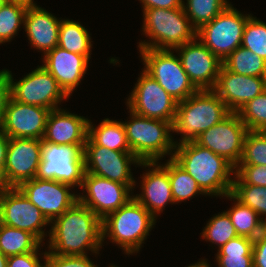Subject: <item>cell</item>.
I'll return each instance as SVG.
<instances>
[{"mask_svg": "<svg viewBox=\"0 0 266 267\" xmlns=\"http://www.w3.org/2000/svg\"><path fill=\"white\" fill-rule=\"evenodd\" d=\"M50 224L49 252L56 255L99 254L102 247V220L77 201Z\"/></svg>", "mask_w": 266, "mask_h": 267, "instance_id": "1", "label": "cell"}, {"mask_svg": "<svg viewBox=\"0 0 266 267\" xmlns=\"http://www.w3.org/2000/svg\"><path fill=\"white\" fill-rule=\"evenodd\" d=\"M173 159L197 182L206 195L231 193L235 167L222 156L195 141L176 142Z\"/></svg>", "mask_w": 266, "mask_h": 267, "instance_id": "2", "label": "cell"}, {"mask_svg": "<svg viewBox=\"0 0 266 267\" xmlns=\"http://www.w3.org/2000/svg\"><path fill=\"white\" fill-rule=\"evenodd\" d=\"M230 113L213 90H198L177 103L173 132L182 134L179 143L194 141L202 132L221 122Z\"/></svg>", "mask_w": 266, "mask_h": 267, "instance_id": "3", "label": "cell"}, {"mask_svg": "<svg viewBox=\"0 0 266 267\" xmlns=\"http://www.w3.org/2000/svg\"><path fill=\"white\" fill-rule=\"evenodd\" d=\"M156 219L133 197L102 220V242L108 237L125 254L137 253Z\"/></svg>", "mask_w": 266, "mask_h": 267, "instance_id": "4", "label": "cell"}, {"mask_svg": "<svg viewBox=\"0 0 266 267\" xmlns=\"http://www.w3.org/2000/svg\"><path fill=\"white\" fill-rule=\"evenodd\" d=\"M143 33L150 41L139 42V49L174 50L192 41L196 30L182 8L143 10Z\"/></svg>", "mask_w": 266, "mask_h": 267, "instance_id": "5", "label": "cell"}, {"mask_svg": "<svg viewBox=\"0 0 266 267\" xmlns=\"http://www.w3.org/2000/svg\"><path fill=\"white\" fill-rule=\"evenodd\" d=\"M129 112L130 120L122 123L131 152L141 162L158 161L168 154L173 158L176 141L170 134L173 132L172 124L137 115L131 110Z\"/></svg>", "mask_w": 266, "mask_h": 267, "instance_id": "6", "label": "cell"}, {"mask_svg": "<svg viewBox=\"0 0 266 267\" xmlns=\"http://www.w3.org/2000/svg\"><path fill=\"white\" fill-rule=\"evenodd\" d=\"M13 80L11 71H0V82L8 94L20 103L54 110L60 108L58 104L62 100L69 98L43 66H38L17 82Z\"/></svg>", "mask_w": 266, "mask_h": 267, "instance_id": "7", "label": "cell"}, {"mask_svg": "<svg viewBox=\"0 0 266 267\" xmlns=\"http://www.w3.org/2000/svg\"><path fill=\"white\" fill-rule=\"evenodd\" d=\"M144 71L154 78L177 102L184 101L198 89L190 81L179 56L171 50L139 49Z\"/></svg>", "mask_w": 266, "mask_h": 267, "instance_id": "8", "label": "cell"}, {"mask_svg": "<svg viewBox=\"0 0 266 267\" xmlns=\"http://www.w3.org/2000/svg\"><path fill=\"white\" fill-rule=\"evenodd\" d=\"M250 16L229 4L212 21L196 31V38L223 62L241 46L244 28Z\"/></svg>", "mask_w": 266, "mask_h": 267, "instance_id": "9", "label": "cell"}, {"mask_svg": "<svg viewBox=\"0 0 266 267\" xmlns=\"http://www.w3.org/2000/svg\"><path fill=\"white\" fill-rule=\"evenodd\" d=\"M83 149L84 146L42 141V158L36 178L81 187L85 174Z\"/></svg>", "mask_w": 266, "mask_h": 267, "instance_id": "10", "label": "cell"}, {"mask_svg": "<svg viewBox=\"0 0 266 267\" xmlns=\"http://www.w3.org/2000/svg\"><path fill=\"white\" fill-rule=\"evenodd\" d=\"M85 173L94 174L127 185L131 190L135 180L131 164L141 162L132 152L115 151L97 145L89 136L83 149Z\"/></svg>", "mask_w": 266, "mask_h": 267, "instance_id": "11", "label": "cell"}, {"mask_svg": "<svg viewBox=\"0 0 266 267\" xmlns=\"http://www.w3.org/2000/svg\"><path fill=\"white\" fill-rule=\"evenodd\" d=\"M127 99L129 110L151 119L163 120L173 125L177 101L144 70Z\"/></svg>", "mask_w": 266, "mask_h": 267, "instance_id": "12", "label": "cell"}, {"mask_svg": "<svg viewBox=\"0 0 266 267\" xmlns=\"http://www.w3.org/2000/svg\"><path fill=\"white\" fill-rule=\"evenodd\" d=\"M247 132L248 129L238 113L231 112L221 122L202 132L194 141L236 167L242 156Z\"/></svg>", "mask_w": 266, "mask_h": 267, "instance_id": "13", "label": "cell"}, {"mask_svg": "<svg viewBox=\"0 0 266 267\" xmlns=\"http://www.w3.org/2000/svg\"><path fill=\"white\" fill-rule=\"evenodd\" d=\"M0 223L32 233L41 243L46 236L43 228L50 224L18 187L0 194Z\"/></svg>", "mask_w": 266, "mask_h": 267, "instance_id": "14", "label": "cell"}, {"mask_svg": "<svg viewBox=\"0 0 266 267\" xmlns=\"http://www.w3.org/2000/svg\"><path fill=\"white\" fill-rule=\"evenodd\" d=\"M18 188L50 223L78 201V195L69 192L71 185L56 180L35 177Z\"/></svg>", "mask_w": 266, "mask_h": 267, "instance_id": "15", "label": "cell"}, {"mask_svg": "<svg viewBox=\"0 0 266 267\" xmlns=\"http://www.w3.org/2000/svg\"><path fill=\"white\" fill-rule=\"evenodd\" d=\"M81 188L87 193L78 194V201L101 220L133 198L127 185L89 173L84 174Z\"/></svg>", "mask_w": 266, "mask_h": 267, "instance_id": "16", "label": "cell"}, {"mask_svg": "<svg viewBox=\"0 0 266 267\" xmlns=\"http://www.w3.org/2000/svg\"><path fill=\"white\" fill-rule=\"evenodd\" d=\"M198 38L175 48L181 64L190 81L198 90H212L215 87L222 61Z\"/></svg>", "mask_w": 266, "mask_h": 267, "instance_id": "17", "label": "cell"}, {"mask_svg": "<svg viewBox=\"0 0 266 267\" xmlns=\"http://www.w3.org/2000/svg\"><path fill=\"white\" fill-rule=\"evenodd\" d=\"M41 158L42 140L10 138L4 170L11 187L35 178Z\"/></svg>", "mask_w": 266, "mask_h": 267, "instance_id": "18", "label": "cell"}, {"mask_svg": "<svg viewBox=\"0 0 266 267\" xmlns=\"http://www.w3.org/2000/svg\"><path fill=\"white\" fill-rule=\"evenodd\" d=\"M50 109L20 103L9 94L5 104L4 133L9 138L42 140Z\"/></svg>", "mask_w": 266, "mask_h": 267, "instance_id": "19", "label": "cell"}, {"mask_svg": "<svg viewBox=\"0 0 266 267\" xmlns=\"http://www.w3.org/2000/svg\"><path fill=\"white\" fill-rule=\"evenodd\" d=\"M212 90L231 112H238L244 104L266 90V77L240 75L222 65Z\"/></svg>", "mask_w": 266, "mask_h": 267, "instance_id": "20", "label": "cell"}, {"mask_svg": "<svg viewBox=\"0 0 266 267\" xmlns=\"http://www.w3.org/2000/svg\"><path fill=\"white\" fill-rule=\"evenodd\" d=\"M43 57L42 66L57 80L69 97L86 74L89 60L84 55L72 53L59 46Z\"/></svg>", "mask_w": 266, "mask_h": 267, "instance_id": "21", "label": "cell"}, {"mask_svg": "<svg viewBox=\"0 0 266 267\" xmlns=\"http://www.w3.org/2000/svg\"><path fill=\"white\" fill-rule=\"evenodd\" d=\"M138 166L153 168L142 176V194L133 197L156 218L169 202L175 203L168 171L161 164L158 165L157 161L140 162Z\"/></svg>", "mask_w": 266, "mask_h": 267, "instance_id": "22", "label": "cell"}, {"mask_svg": "<svg viewBox=\"0 0 266 267\" xmlns=\"http://www.w3.org/2000/svg\"><path fill=\"white\" fill-rule=\"evenodd\" d=\"M88 119L61 108L48 115L42 141L58 145L84 146L88 137Z\"/></svg>", "mask_w": 266, "mask_h": 267, "instance_id": "23", "label": "cell"}, {"mask_svg": "<svg viewBox=\"0 0 266 267\" xmlns=\"http://www.w3.org/2000/svg\"><path fill=\"white\" fill-rule=\"evenodd\" d=\"M61 20L39 6H29L24 17V28L28 40L44 55L58 46Z\"/></svg>", "mask_w": 266, "mask_h": 267, "instance_id": "24", "label": "cell"}, {"mask_svg": "<svg viewBox=\"0 0 266 267\" xmlns=\"http://www.w3.org/2000/svg\"><path fill=\"white\" fill-rule=\"evenodd\" d=\"M88 136L99 146L123 152H131L126 130L121 121L104 119L99 126L88 121Z\"/></svg>", "mask_w": 266, "mask_h": 267, "instance_id": "25", "label": "cell"}, {"mask_svg": "<svg viewBox=\"0 0 266 267\" xmlns=\"http://www.w3.org/2000/svg\"><path fill=\"white\" fill-rule=\"evenodd\" d=\"M254 240L237 236L221 246L216 260L219 267H253Z\"/></svg>", "mask_w": 266, "mask_h": 267, "instance_id": "26", "label": "cell"}, {"mask_svg": "<svg viewBox=\"0 0 266 267\" xmlns=\"http://www.w3.org/2000/svg\"><path fill=\"white\" fill-rule=\"evenodd\" d=\"M225 197L235 201L232 208L226 212L231 218L237 235L254 240L266 228L264 218L259 217L254 210L242 204L231 193H228Z\"/></svg>", "mask_w": 266, "mask_h": 267, "instance_id": "27", "label": "cell"}, {"mask_svg": "<svg viewBox=\"0 0 266 267\" xmlns=\"http://www.w3.org/2000/svg\"><path fill=\"white\" fill-rule=\"evenodd\" d=\"M88 30L79 22L61 19L58 46L72 53L84 55L88 60L91 58L92 43Z\"/></svg>", "mask_w": 266, "mask_h": 267, "instance_id": "28", "label": "cell"}, {"mask_svg": "<svg viewBox=\"0 0 266 267\" xmlns=\"http://www.w3.org/2000/svg\"><path fill=\"white\" fill-rule=\"evenodd\" d=\"M40 246L32 233L0 223V251L7 257L37 251Z\"/></svg>", "mask_w": 266, "mask_h": 267, "instance_id": "29", "label": "cell"}, {"mask_svg": "<svg viewBox=\"0 0 266 267\" xmlns=\"http://www.w3.org/2000/svg\"><path fill=\"white\" fill-rule=\"evenodd\" d=\"M222 65L229 71L246 76L266 77V61L242 46L236 48Z\"/></svg>", "mask_w": 266, "mask_h": 267, "instance_id": "30", "label": "cell"}, {"mask_svg": "<svg viewBox=\"0 0 266 267\" xmlns=\"http://www.w3.org/2000/svg\"><path fill=\"white\" fill-rule=\"evenodd\" d=\"M169 174L172 197L175 203L182 202L197 194L206 195L197 182L173 159L162 165Z\"/></svg>", "mask_w": 266, "mask_h": 267, "instance_id": "31", "label": "cell"}, {"mask_svg": "<svg viewBox=\"0 0 266 267\" xmlns=\"http://www.w3.org/2000/svg\"><path fill=\"white\" fill-rule=\"evenodd\" d=\"M230 3L227 0H187L183 1V10L190 24L197 31L204 24L212 21Z\"/></svg>", "mask_w": 266, "mask_h": 267, "instance_id": "32", "label": "cell"}, {"mask_svg": "<svg viewBox=\"0 0 266 267\" xmlns=\"http://www.w3.org/2000/svg\"><path fill=\"white\" fill-rule=\"evenodd\" d=\"M234 176L231 194L242 204L254 210L259 217L266 216V187L245 184L236 175ZM264 223L266 224V218Z\"/></svg>", "mask_w": 266, "mask_h": 267, "instance_id": "33", "label": "cell"}, {"mask_svg": "<svg viewBox=\"0 0 266 267\" xmlns=\"http://www.w3.org/2000/svg\"><path fill=\"white\" fill-rule=\"evenodd\" d=\"M28 6L7 1L0 11V44L11 41L24 24V17Z\"/></svg>", "mask_w": 266, "mask_h": 267, "instance_id": "34", "label": "cell"}, {"mask_svg": "<svg viewBox=\"0 0 266 267\" xmlns=\"http://www.w3.org/2000/svg\"><path fill=\"white\" fill-rule=\"evenodd\" d=\"M238 235L228 213H222L212 217L202 232L203 240H208L212 244H216L218 249L226 244L229 240L236 238Z\"/></svg>", "mask_w": 266, "mask_h": 267, "instance_id": "35", "label": "cell"}, {"mask_svg": "<svg viewBox=\"0 0 266 267\" xmlns=\"http://www.w3.org/2000/svg\"><path fill=\"white\" fill-rule=\"evenodd\" d=\"M248 131H266V90L237 112Z\"/></svg>", "mask_w": 266, "mask_h": 267, "instance_id": "36", "label": "cell"}, {"mask_svg": "<svg viewBox=\"0 0 266 267\" xmlns=\"http://www.w3.org/2000/svg\"><path fill=\"white\" fill-rule=\"evenodd\" d=\"M238 165L266 166V131H248Z\"/></svg>", "mask_w": 266, "mask_h": 267, "instance_id": "37", "label": "cell"}, {"mask_svg": "<svg viewBox=\"0 0 266 267\" xmlns=\"http://www.w3.org/2000/svg\"><path fill=\"white\" fill-rule=\"evenodd\" d=\"M241 46L266 61V23L251 15L244 28Z\"/></svg>", "mask_w": 266, "mask_h": 267, "instance_id": "38", "label": "cell"}, {"mask_svg": "<svg viewBox=\"0 0 266 267\" xmlns=\"http://www.w3.org/2000/svg\"><path fill=\"white\" fill-rule=\"evenodd\" d=\"M41 254L45 267H98L87 255H56L49 251Z\"/></svg>", "mask_w": 266, "mask_h": 267, "instance_id": "39", "label": "cell"}, {"mask_svg": "<svg viewBox=\"0 0 266 267\" xmlns=\"http://www.w3.org/2000/svg\"><path fill=\"white\" fill-rule=\"evenodd\" d=\"M243 183L266 187V166L237 165L235 174Z\"/></svg>", "mask_w": 266, "mask_h": 267, "instance_id": "40", "label": "cell"}, {"mask_svg": "<svg viewBox=\"0 0 266 267\" xmlns=\"http://www.w3.org/2000/svg\"><path fill=\"white\" fill-rule=\"evenodd\" d=\"M38 252L39 250L10 256L7 259V267H44Z\"/></svg>", "mask_w": 266, "mask_h": 267, "instance_id": "41", "label": "cell"}, {"mask_svg": "<svg viewBox=\"0 0 266 267\" xmlns=\"http://www.w3.org/2000/svg\"><path fill=\"white\" fill-rule=\"evenodd\" d=\"M253 267H266V228L254 239Z\"/></svg>", "mask_w": 266, "mask_h": 267, "instance_id": "42", "label": "cell"}, {"mask_svg": "<svg viewBox=\"0 0 266 267\" xmlns=\"http://www.w3.org/2000/svg\"><path fill=\"white\" fill-rule=\"evenodd\" d=\"M143 10L150 8L175 9L182 8L183 0H140Z\"/></svg>", "mask_w": 266, "mask_h": 267, "instance_id": "43", "label": "cell"}, {"mask_svg": "<svg viewBox=\"0 0 266 267\" xmlns=\"http://www.w3.org/2000/svg\"><path fill=\"white\" fill-rule=\"evenodd\" d=\"M8 92L0 82V134L4 133L5 104Z\"/></svg>", "mask_w": 266, "mask_h": 267, "instance_id": "44", "label": "cell"}, {"mask_svg": "<svg viewBox=\"0 0 266 267\" xmlns=\"http://www.w3.org/2000/svg\"><path fill=\"white\" fill-rule=\"evenodd\" d=\"M9 140L5 133L0 134V165H5Z\"/></svg>", "mask_w": 266, "mask_h": 267, "instance_id": "45", "label": "cell"}, {"mask_svg": "<svg viewBox=\"0 0 266 267\" xmlns=\"http://www.w3.org/2000/svg\"><path fill=\"white\" fill-rule=\"evenodd\" d=\"M4 166L5 165H0V194L12 188L6 178Z\"/></svg>", "mask_w": 266, "mask_h": 267, "instance_id": "46", "label": "cell"}, {"mask_svg": "<svg viewBox=\"0 0 266 267\" xmlns=\"http://www.w3.org/2000/svg\"><path fill=\"white\" fill-rule=\"evenodd\" d=\"M11 2H17V3H22L26 6H37V4L34 3V0H8Z\"/></svg>", "mask_w": 266, "mask_h": 267, "instance_id": "47", "label": "cell"}, {"mask_svg": "<svg viewBox=\"0 0 266 267\" xmlns=\"http://www.w3.org/2000/svg\"><path fill=\"white\" fill-rule=\"evenodd\" d=\"M188 267H210V265L207 263V261H205V259H203L202 261H198L195 264H192Z\"/></svg>", "mask_w": 266, "mask_h": 267, "instance_id": "48", "label": "cell"}, {"mask_svg": "<svg viewBox=\"0 0 266 267\" xmlns=\"http://www.w3.org/2000/svg\"><path fill=\"white\" fill-rule=\"evenodd\" d=\"M8 257L0 251V267H7Z\"/></svg>", "mask_w": 266, "mask_h": 267, "instance_id": "49", "label": "cell"}, {"mask_svg": "<svg viewBox=\"0 0 266 267\" xmlns=\"http://www.w3.org/2000/svg\"><path fill=\"white\" fill-rule=\"evenodd\" d=\"M8 0H0V11Z\"/></svg>", "mask_w": 266, "mask_h": 267, "instance_id": "50", "label": "cell"}]
</instances>
